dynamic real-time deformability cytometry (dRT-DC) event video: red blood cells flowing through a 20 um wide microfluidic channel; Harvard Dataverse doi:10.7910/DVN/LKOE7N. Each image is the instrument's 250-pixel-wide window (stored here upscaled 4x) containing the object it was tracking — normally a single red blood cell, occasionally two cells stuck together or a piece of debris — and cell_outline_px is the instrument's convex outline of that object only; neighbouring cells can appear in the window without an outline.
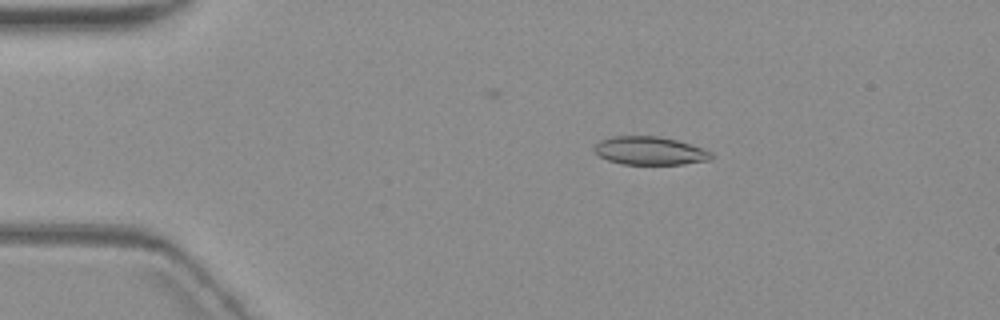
{"species": "common noctule bat (a hibernating species)", "species_latin": "Nyctalus noctula", "temperature_condition": "warm", "stored_images_in_passage": 4, "camera_frame_rate_fps": 3000, "um_per_image_px": 0.085, "animal": {"sex": "female", "body_mass_g": 19.3, "forearm_length_mm": 54.1}, "frame": {"image": 1, "passage_image": 3, "time_ms": 2.333, "image_size_px": [1000, 320], "cell_outline_px": [[716, 156], [712, 160], [684, 164], [620, 164], [608, 160], [592, 152], [592, 148], [600, 140], [612, 136], [660, 136], [676, 140], [704, 148], [712, 152]], "centroid_in_image_um": [55.26, 12.82], "position_along_channel_um": 29.7, "area_um2": 19.59}}